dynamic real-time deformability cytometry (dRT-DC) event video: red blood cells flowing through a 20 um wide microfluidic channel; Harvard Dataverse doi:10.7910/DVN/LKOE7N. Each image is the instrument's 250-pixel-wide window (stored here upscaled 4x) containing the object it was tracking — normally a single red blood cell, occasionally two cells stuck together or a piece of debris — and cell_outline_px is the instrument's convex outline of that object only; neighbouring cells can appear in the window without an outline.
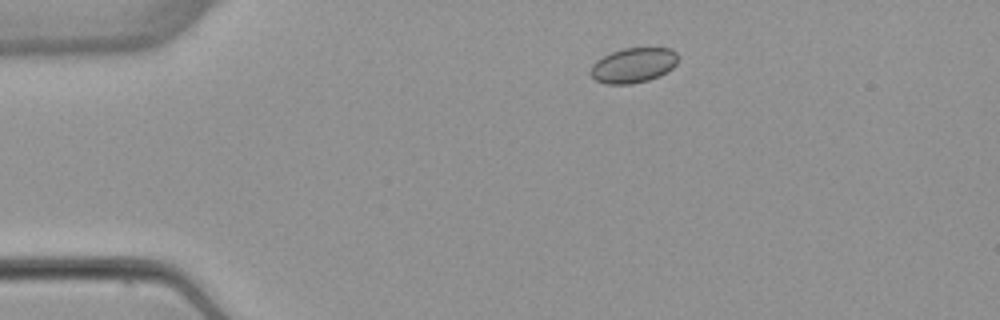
{"species": "common noctule bat (a hibernating species)", "species_latin": "Nyctalus noctula", "temperature_condition": "warm", "stored_images_in_passage": 3, "camera_frame_rate_fps": 3000, "um_per_image_px": 0.085, "animal": {"sex": "female", "body_mass_g": 22.7, "forearm_length_mm": 54.2}, "frame": {"image": 1, "passage_image": 2, "time_ms": 1.0, "image_size_px": [1000, 320], "cell_outline_px": [[676, 64], [672, 68], [660, 76], [648, 80], [632, 84], [604, 84], [596, 80], [588, 72], [592, 64], [596, 60], [612, 52], [624, 48], [672, 48], [676, 52]], "centroid_in_image_um": [53.8, 5.56], "position_along_channel_um": 31.2, "area_um2": 17.86}}